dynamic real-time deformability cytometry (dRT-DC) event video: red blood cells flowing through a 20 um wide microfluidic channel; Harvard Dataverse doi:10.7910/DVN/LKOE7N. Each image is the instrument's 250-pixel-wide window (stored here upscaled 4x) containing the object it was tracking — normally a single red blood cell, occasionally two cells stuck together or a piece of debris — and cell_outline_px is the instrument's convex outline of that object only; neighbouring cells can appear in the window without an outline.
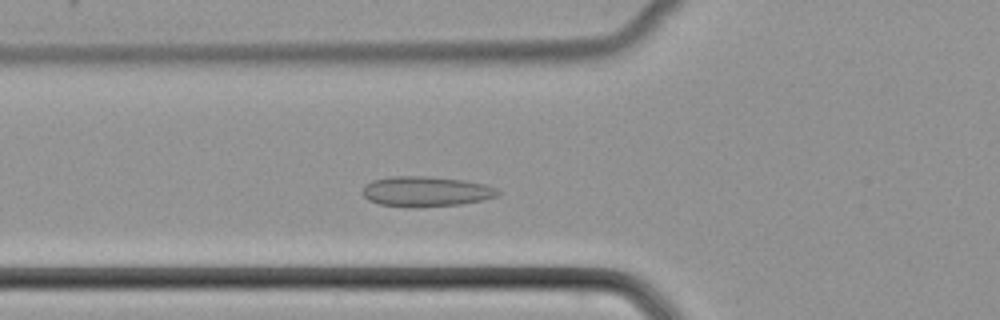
{"species": "common noctule bat (a hibernating species)", "species_latin": "Nyctalus noctula", "temperature_condition": "cold", "stored_images_in_passage": 37, "camera_frame_rate_fps": 3000, "um_per_image_px": 0.085, "animal": {"sex": "female", "body_mass_g": 22.7, "forearm_length_mm": 54.2}, "frame": {"image": 1, "passage_image": 11, "time_ms": 3.333, "image_size_px": [1000, 320], "cell_outline_px": [[500, 192], [496, 196], [480, 200], [460, 204], [416, 208], [380, 204], [368, 200], [364, 196], [364, 184], [372, 180], [392, 176], [428, 176], [464, 180], [484, 184], [496, 188]], "centroid_in_image_um": [36.18, 16.27], "position_along_channel_um": 89.6, "area_um2": 23.76}}
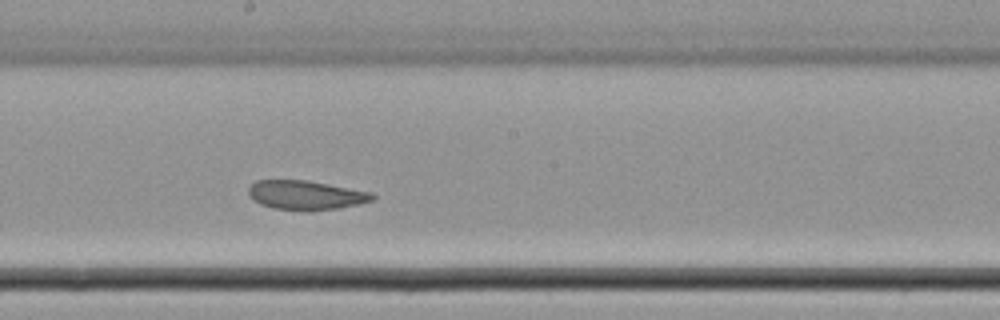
{"frame": {"image": 2, "passage_image": 21, "time_ms": 6.667, "image_size_px": [1000, 320], "cell_outline_px": [[376, 196], [372, 200], [360, 204], [340, 208], [308, 212], [304, 212], [272, 208], [260, 204], [252, 200], [248, 196], [248, 188], [256, 180], [308, 180], [372, 192]], "centroid_in_image_um": [25.98, 16.6], "position_along_channel_um": 222.2, "area_um2": 21.62}}
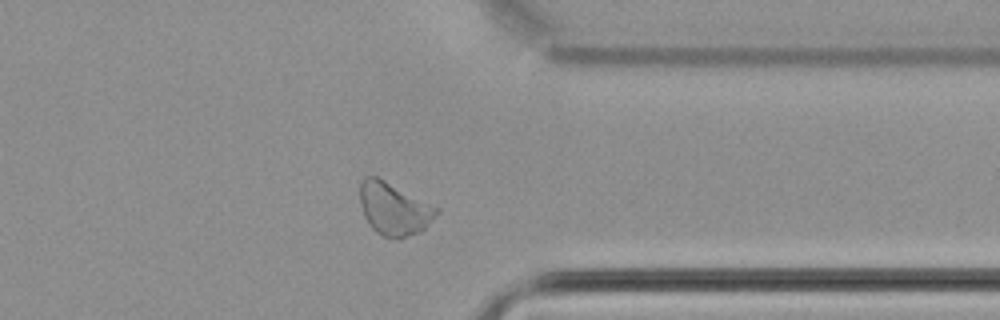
{"frame": {"image": 3, "passage_image": 33, "time_ms": 10.667, "image_size_px": [1000, 320], "cell_outline_px": [[440, 212], [420, 232], [400, 240], [384, 236], [376, 232], [368, 224], [364, 216], [360, 204], [360, 184], [364, 176], [376, 176], [440, 208]], "centroid_in_image_um": [33.49, 17.77], "position_along_channel_um": 377.9, "area_um2": 23.58}}